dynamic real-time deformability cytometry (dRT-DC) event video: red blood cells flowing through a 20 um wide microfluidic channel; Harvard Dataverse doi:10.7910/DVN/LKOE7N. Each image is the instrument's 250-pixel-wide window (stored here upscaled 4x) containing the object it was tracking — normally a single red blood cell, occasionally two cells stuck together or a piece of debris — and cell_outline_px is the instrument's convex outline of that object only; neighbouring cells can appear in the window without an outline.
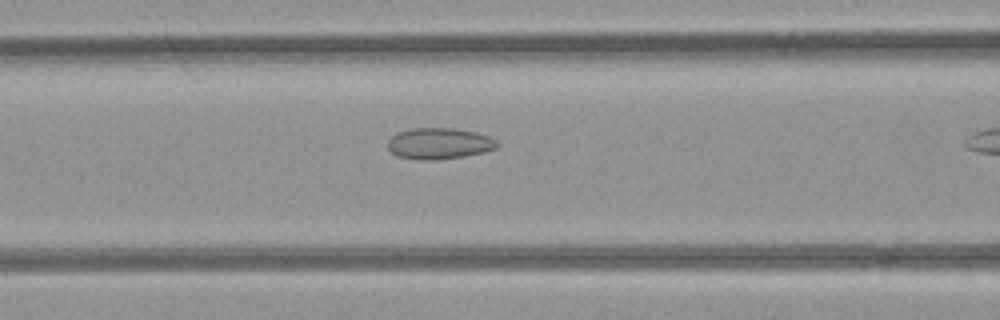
{"species": "common noctule bat (a hibernating species)", "species_latin": "Nyctalus noctula", "temperature_condition": "room temperature", "stored_images_in_passage": 10, "camera_frame_rate_fps": 3000, "um_per_image_px": 0.085, "animal": {"sex": "female", "body_mass_g": 21.9}, "frame": {"image": 1, "passage_image": 9, "time_ms": 2.667, "image_size_px": [1000, 320], "cell_outline_px": [[496, 148], [484, 152], [464, 156], [428, 160], [420, 160], [396, 156], [388, 148], [388, 140], [392, 136], [400, 132], [412, 128], [452, 128], [476, 132], [488, 136], [496, 140]], "centroid_in_image_um": [37.31, 12.19], "position_along_channel_um": 129.3, "area_um2": 19.65}}